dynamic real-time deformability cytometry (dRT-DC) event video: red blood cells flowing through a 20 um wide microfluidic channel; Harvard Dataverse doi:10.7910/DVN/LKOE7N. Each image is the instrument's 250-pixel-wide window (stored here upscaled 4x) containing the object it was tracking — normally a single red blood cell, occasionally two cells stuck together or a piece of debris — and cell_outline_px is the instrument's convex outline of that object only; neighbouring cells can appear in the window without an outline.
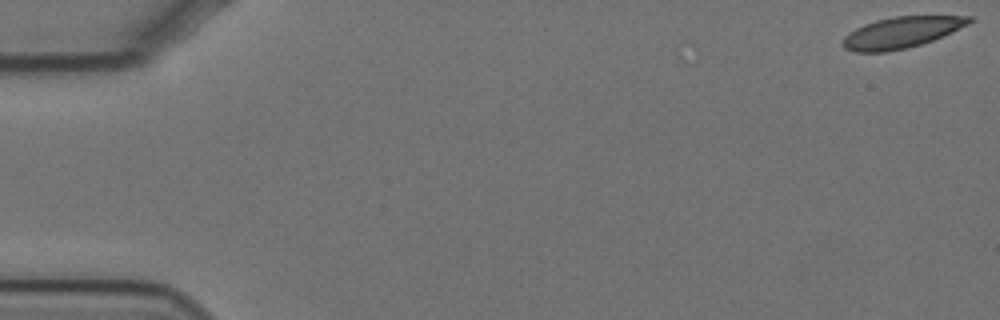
{"species": "Egyptian fruit bat (a non-hibernating species)", "species_latin": "Rousettus aegyptiacus", "temperature_condition": "cold", "stored_images_in_passage": 59, "camera_frame_rate_fps": 3000, "um_per_image_px": 0.085, "animal": {"sex": "female"}, "frame": {"image": 1, "passage_image": 1, "time_ms": 0.0, "image_size_px": [1000, 320], "cell_outline_px": [[972, 20], [968, 24], [932, 40], [908, 48], [888, 52], [856, 52], [844, 48], [840, 44], [844, 36], [848, 32], [864, 24], [876, 20], [892, 16], [972, 16]], "centroid_in_image_um": [76.54, 2.76], "position_along_channel_um": 8.5, "area_um2": 22.89}}
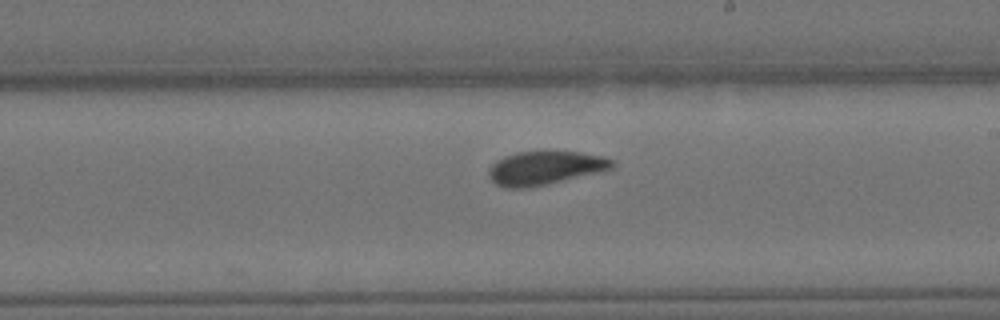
{"frame": {"image": 2, "passage_image": 34, "time_ms": 11.0, "image_size_px": [1000, 320], "cell_outline_px": [[616, 164], [612, 168], [600, 172], [548, 184], [528, 188], [504, 188], [496, 184], [488, 176], [488, 168], [496, 160], [504, 156], [516, 152], [580, 152], [604, 156], [612, 160]], "centroid_in_image_um": [46.31, 14.28], "position_along_channel_um": 242.7, "area_um2": 24.28}}
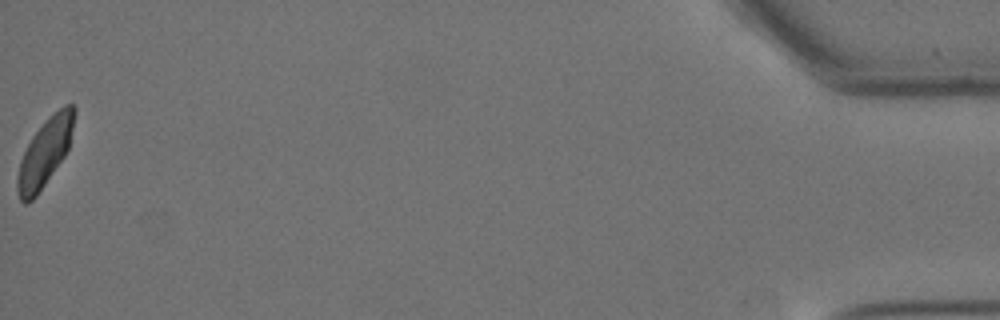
{"frame": {"image": 3, "passage_image": 59, "time_ms": 19.333, "image_size_px": [1000, 320], "cell_outline_px": [[76, 112], [68, 148], [64, 156], [36, 196], [28, 204], [24, 204], [20, 200], [16, 192], [16, 176], [20, 160], [32, 136], [48, 116], [64, 104], [72, 104], [76, 108]], "centroid_in_image_um": [3.79, 12.96], "position_along_channel_um": 431.4, "area_um2": 22.43}, "authors_computed_cell_mechanics": {"area_um2": 24.2182, "velocity_mm_per_s": 3.4411, "shape_relaxation_time_tau1_ms": 4.8898, "shape_relaxation_time_tau2_ms": 1.2012, "deformation_change_tau1": 0.1299, "deformation_change_tau2": 0.0496}}